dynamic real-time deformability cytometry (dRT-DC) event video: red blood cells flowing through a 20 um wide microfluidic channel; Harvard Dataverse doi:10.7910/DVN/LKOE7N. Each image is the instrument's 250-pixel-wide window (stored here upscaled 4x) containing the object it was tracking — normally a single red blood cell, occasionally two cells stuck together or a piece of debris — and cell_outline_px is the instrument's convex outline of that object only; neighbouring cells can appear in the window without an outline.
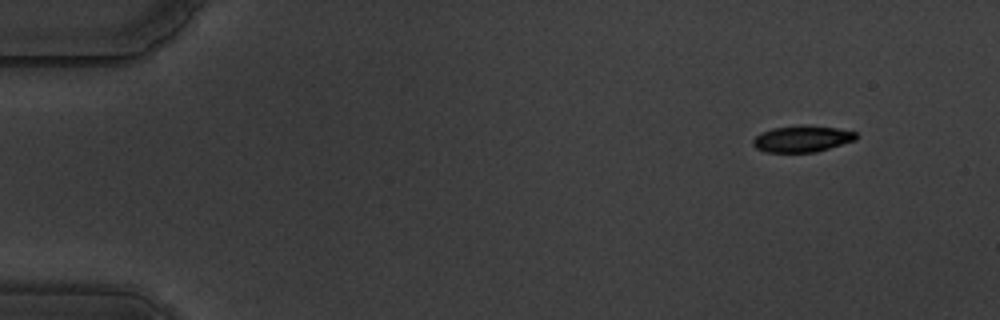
{"species": "common noctule bat (a hibernating species)", "species_latin": "Nyctalus noctula", "temperature_condition": "warm", "stored_images_in_passage": 54, "camera_frame_rate_fps": 3000, "um_per_image_px": 0.085, "animal": {"sex": "male", "body_mass_g": 19.5, "forearm_length_mm": 54.6}, "frame": {"image": 1, "passage_image": 1, "time_ms": 0.0, "image_size_px": [1000, 320], "cell_outline_px": [[856, 140], [816, 152], [764, 152], [756, 148], [752, 144], [752, 140], [760, 132], [772, 128], [804, 124], [808, 124], [836, 128], [856, 132]], "centroid_in_image_um": [68.15, 11.79], "position_along_channel_um": 16.9, "area_um2": 16.07}}
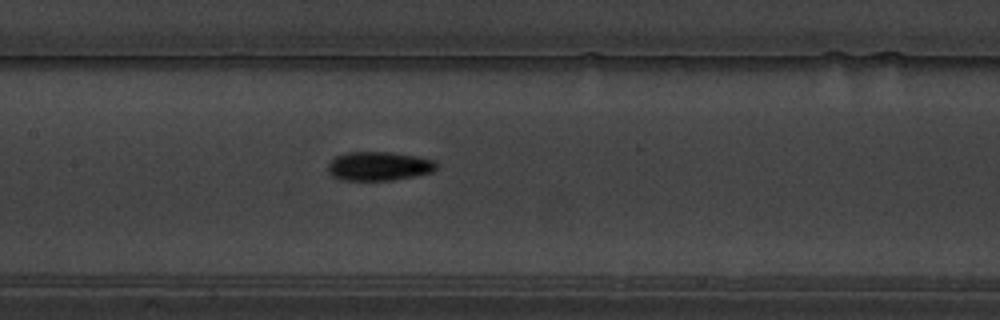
{"frame": {"image": 2, "passage_image": 24, "time_ms": 7.667, "image_size_px": [1000, 320], "cell_outline_px": [[436, 168], [432, 172], [416, 176], [392, 180], [340, 180], [332, 176], [328, 172], [328, 164], [336, 156], [344, 152], [392, 152], [416, 156], [436, 160]], "centroid_in_image_um": [32.2, 14.12], "position_along_channel_um": 175.2, "area_um2": 18.44}}
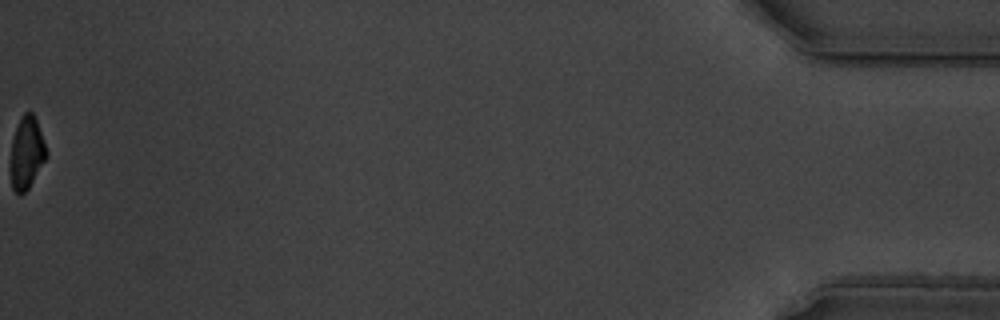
{"frame": {"image": 3, "passage_image": 54, "time_ms": 17.667, "image_size_px": [1000, 320], "cell_outline_px": [[48, 156], [28, 188], [20, 196], [12, 188], [12, 140], [16, 128], [24, 112], [32, 112], [36, 120], [44, 140], [48, 152]], "centroid_in_image_um": [2.3, 12.99], "position_along_channel_um": 432.9, "area_um2": 14.68}, "authors_computed_cell_mechanics": {"area_um2": 17.1955, "velocity_mm_per_s": 3.5416, "shape_relaxation_time_tau1_ms": 4.1868, "shape_relaxation_time_tau2_ms": 2.5647, "deformation_change_tau1": 0.1704, "deformation_change_tau2": 0.0786}}